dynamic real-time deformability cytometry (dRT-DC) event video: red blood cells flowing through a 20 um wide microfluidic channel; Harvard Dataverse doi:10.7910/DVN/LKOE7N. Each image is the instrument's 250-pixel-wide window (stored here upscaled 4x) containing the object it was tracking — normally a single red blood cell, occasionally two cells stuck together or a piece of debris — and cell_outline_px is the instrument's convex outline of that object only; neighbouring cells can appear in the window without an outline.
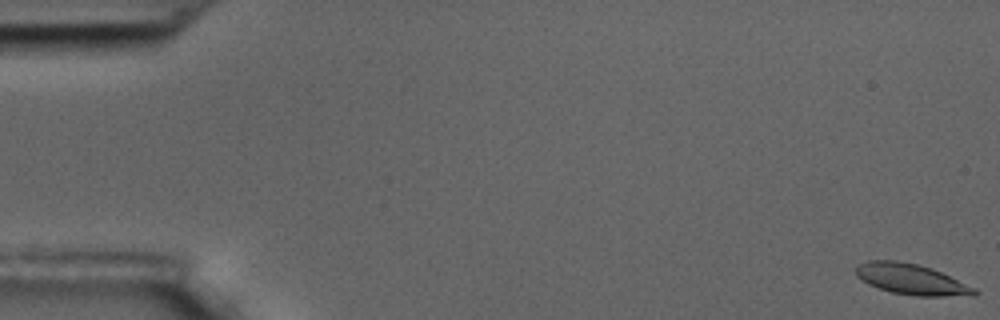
{"species": "common noctule bat (a hibernating species)", "species_latin": "Nyctalus noctula", "temperature_condition": "room temperature", "stored_images_in_passage": 18, "camera_frame_rate_fps": 3000, "um_per_image_px": 0.085, "animal": {"sex": "male", "body_mass_g": 17.5, "forearm_length_mm": 52.3}, "frame": {"image": 1, "passage_image": 1, "time_ms": 0.0, "image_size_px": [1000, 320], "cell_outline_px": [[980, 292], [976, 296], [916, 296], [892, 292], [868, 284], [856, 276], [852, 268], [856, 264], [868, 260], [896, 260], [916, 264], [932, 268], [976, 288]], "centroid_in_image_um": [77.45, 23.73], "position_along_channel_um": 7.6, "area_um2": 21.5}}
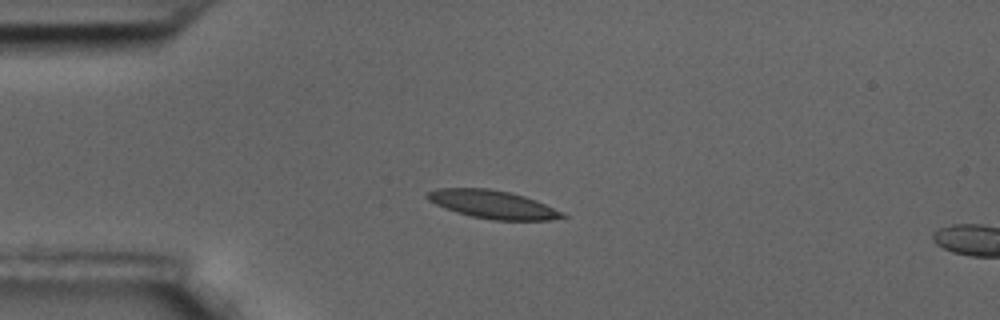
{"frame": {"image": 2, "passage_image": 15, "time_ms": 4.667, "image_size_px": [1000, 320], "cell_outline_px": [[568, 216], [548, 220], [492, 220], [472, 216], [456, 212], [444, 208], [428, 200], [424, 196], [428, 192], [436, 188], [488, 188], [508, 192], [524, 196], [536, 200], [564, 212]], "centroid_in_image_um": [41.87, 17.37], "position_along_channel_um": 43.1, "area_um2": 22.14}}